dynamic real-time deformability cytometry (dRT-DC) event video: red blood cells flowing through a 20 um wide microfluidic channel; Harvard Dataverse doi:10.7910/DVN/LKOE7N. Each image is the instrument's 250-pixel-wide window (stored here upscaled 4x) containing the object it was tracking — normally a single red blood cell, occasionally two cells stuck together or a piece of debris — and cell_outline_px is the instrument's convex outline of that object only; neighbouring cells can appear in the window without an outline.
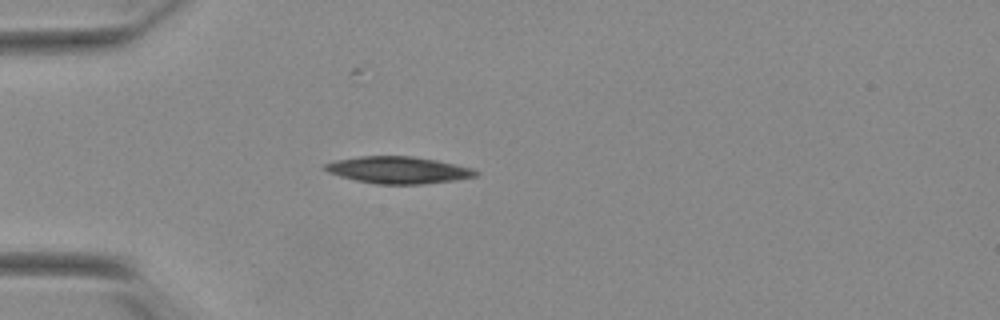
{"species": "Egyptian fruit bat (a non-hibernating species)", "species_latin": "Rousettus aegyptiacus", "temperature_condition": "warm", "stored_images_in_passage": 32, "camera_frame_rate_fps": 3000, "um_per_image_px": 0.085, "animal": {"sex": "female"}, "frame": {"image": 1, "passage_image": 9, "time_ms": 2.667, "image_size_px": [1000, 320], "cell_outline_px": [[480, 172], [476, 176], [452, 180], [420, 184], [376, 184], [356, 180], [340, 176], [328, 172], [324, 168], [324, 164], [336, 160], [360, 156], [408, 156], [436, 160], [472, 168]], "centroid_in_image_um": [33.83, 14.45], "position_along_channel_um": 51.2, "area_um2": 23.35}}
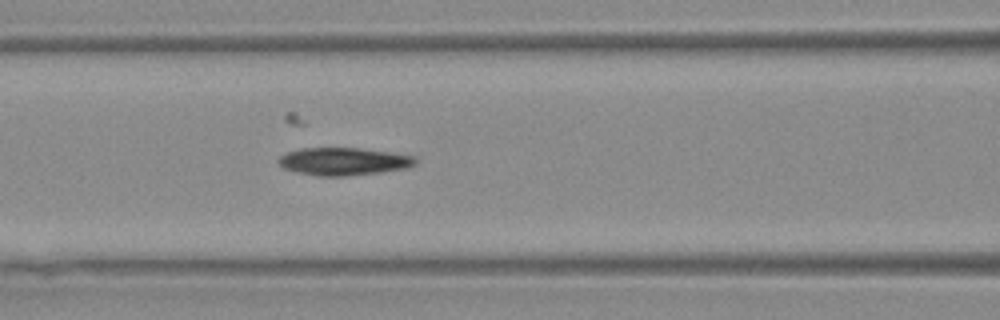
{"frame": {"image": 2, "passage_image": 17, "time_ms": 5.333, "image_size_px": [1000, 320], "cell_outline_px": [[416, 164], [408, 168], [380, 172], [344, 176], [320, 176], [296, 172], [284, 168], [276, 160], [280, 156], [288, 152], [300, 148], [360, 148], [388, 152], [412, 156], [416, 160]], "centroid_in_image_um": [29.18, 13.72], "position_along_channel_um": 137.4, "area_um2": 21.91}}
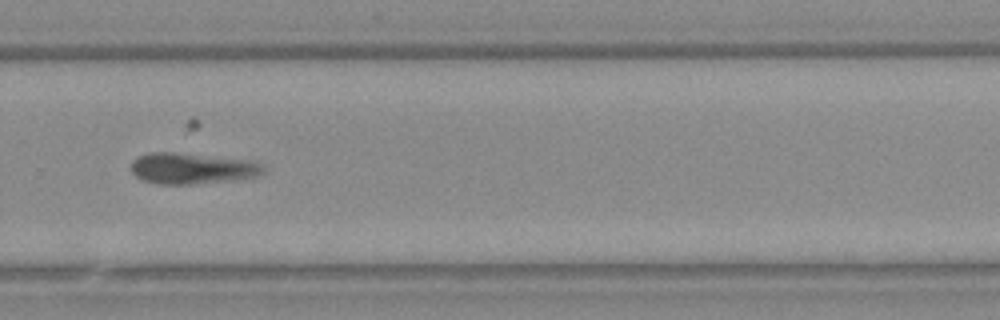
{"frame": {"image": 3, "passage_image": 31, "time_ms": 10.0, "image_size_px": [1000, 320], "cell_outline_px": [[264, 172], [256, 176], [228, 180], [192, 184], [160, 184], [144, 180], [136, 176], [132, 172], [132, 160], [136, 156], [152, 152], [172, 152], [248, 160], [264, 164]], "centroid_in_image_um": [16.3, 14.31], "position_along_channel_um": 313.5, "area_um2": 23.58}}